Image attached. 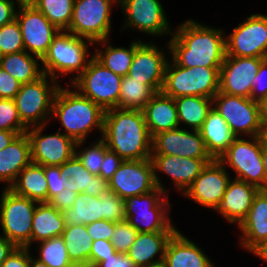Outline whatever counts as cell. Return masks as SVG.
<instances>
[{
	"label": "cell",
	"mask_w": 267,
	"mask_h": 267,
	"mask_svg": "<svg viewBox=\"0 0 267 267\" xmlns=\"http://www.w3.org/2000/svg\"><path fill=\"white\" fill-rule=\"evenodd\" d=\"M224 34L221 28L187 19L168 41L171 59L181 67L220 68L226 56Z\"/></svg>",
	"instance_id": "cell-1"
},
{
	"label": "cell",
	"mask_w": 267,
	"mask_h": 267,
	"mask_svg": "<svg viewBox=\"0 0 267 267\" xmlns=\"http://www.w3.org/2000/svg\"><path fill=\"white\" fill-rule=\"evenodd\" d=\"M100 137L123 160L150 159L152 137L140 110H105Z\"/></svg>",
	"instance_id": "cell-2"
},
{
	"label": "cell",
	"mask_w": 267,
	"mask_h": 267,
	"mask_svg": "<svg viewBox=\"0 0 267 267\" xmlns=\"http://www.w3.org/2000/svg\"><path fill=\"white\" fill-rule=\"evenodd\" d=\"M59 86L52 104L51 117L60 120L64 135L76 143L88 138L89 133L98 129L102 135L105 110L80 94L75 88Z\"/></svg>",
	"instance_id": "cell-3"
},
{
	"label": "cell",
	"mask_w": 267,
	"mask_h": 267,
	"mask_svg": "<svg viewBox=\"0 0 267 267\" xmlns=\"http://www.w3.org/2000/svg\"><path fill=\"white\" fill-rule=\"evenodd\" d=\"M89 45L94 43L68 31H59L41 60L43 73L55 80H58L60 74L63 76L78 73L71 78L72 82L88 65Z\"/></svg>",
	"instance_id": "cell-4"
},
{
	"label": "cell",
	"mask_w": 267,
	"mask_h": 267,
	"mask_svg": "<svg viewBox=\"0 0 267 267\" xmlns=\"http://www.w3.org/2000/svg\"><path fill=\"white\" fill-rule=\"evenodd\" d=\"M220 68L181 67L167 62L161 92L169 97L202 96L213 98L219 92Z\"/></svg>",
	"instance_id": "cell-5"
},
{
	"label": "cell",
	"mask_w": 267,
	"mask_h": 267,
	"mask_svg": "<svg viewBox=\"0 0 267 267\" xmlns=\"http://www.w3.org/2000/svg\"><path fill=\"white\" fill-rule=\"evenodd\" d=\"M124 205L126 221L139 233L178 231L170 218L169 194L158 187L149 193L126 198Z\"/></svg>",
	"instance_id": "cell-6"
},
{
	"label": "cell",
	"mask_w": 267,
	"mask_h": 267,
	"mask_svg": "<svg viewBox=\"0 0 267 267\" xmlns=\"http://www.w3.org/2000/svg\"><path fill=\"white\" fill-rule=\"evenodd\" d=\"M59 83L44 73L35 81L21 84L14 101L21 122L27 128L48 125Z\"/></svg>",
	"instance_id": "cell-7"
},
{
	"label": "cell",
	"mask_w": 267,
	"mask_h": 267,
	"mask_svg": "<svg viewBox=\"0 0 267 267\" xmlns=\"http://www.w3.org/2000/svg\"><path fill=\"white\" fill-rule=\"evenodd\" d=\"M1 235L16 247L31 248L32 220L38 202L4 188L0 197Z\"/></svg>",
	"instance_id": "cell-8"
},
{
	"label": "cell",
	"mask_w": 267,
	"mask_h": 267,
	"mask_svg": "<svg viewBox=\"0 0 267 267\" xmlns=\"http://www.w3.org/2000/svg\"><path fill=\"white\" fill-rule=\"evenodd\" d=\"M85 70L69 84L104 110L118 108L121 76L102 65L93 55Z\"/></svg>",
	"instance_id": "cell-9"
},
{
	"label": "cell",
	"mask_w": 267,
	"mask_h": 267,
	"mask_svg": "<svg viewBox=\"0 0 267 267\" xmlns=\"http://www.w3.org/2000/svg\"><path fill=\"white\" fill-rule=\"evenodd\" d=\"M251 139V140H250ZM246 139L237 137L218 161L230 166L234 179L245 181L258 189H266V178L262 163V136Z\"/></svg>",
	"instance_id": "cell-10"
},
{
	"label": "cell",
	"mask_w": 267,
	"mask_h": 267,
	"mask_svg": "<svg viewBox=\"0 0 267 267\" xmlns=\"http://www.w3.org/2000/svg\"><path fill=\"white\" fill-rule=\"evenodd\" d=\"M213 109L239 137L262 136L261 104L250 98L218 92L213 98ZM242 134V135H241Z\"/></svg>",
	"instance_id": "cell-11"
},
{
	"label": "cell",
	"mask_w": 267,
	"mask_h": 267,
	"mask_svg": "<svg viewBox=\"0 0 267 267\" xmlns=\"http://www.w3.org/2000/svg\"><path fill=\"white\" fill-rule=\"evenodd\" d=\"M115 4L119 0H74L72 20L66 31L93 43L108 39Z\"/></svg>",
	"instance_id": "cell-12"
},
{
	"label": "cell",
	"mask_w": 267,
	"mask_h": 267,
	"mask_svg": "<svg viewBox=\"0 0 267 267\" xmlns=\"http://www.w3.org/2000/svg\"><path fill=\"white\" fill-rule=\"evenodd\" d=\"M225 37L226 56L267 58V15L252 14Z\"/></svg>",
	"instance_id": "cell-13"
},
{
	"label": "cell",
	"mask_w": 267,
	"mask_h": 267,
	"mask_svg": "<svg viewBox=\"0 0 267 267\" xmlns=\"http://www.w3.org/2000/svg\"><path fill=\"white\" fill-rule=\"evenodd\" d=\"M125 24L120 29L139 30L150 36H171L173 31L160 0H119Z\"/></svg>",
	"instance_id": "cell-14"
},
{
	"label": "cell",
	"mask_w": 267,
	"mask_h": 267,
	"mask_svg": "<svg viewBox=\"0 0 267 267\" xmlns=\"http://www.w3.org/2000/svg\"><path fill=\"white\" fill-rule=\"evenodd\" d=\"M17 7L15 19L21 30L25 51L42 60L60 30L33 4L20 3Z\"/></svg>",
	"instance_id": "cell-15"
},
{
	"label": "cell",
	"mask_w": 267,
	"mask_h": 267,
	"mask_svg": "<svg viewBox=\"0 0 267 267\" xmlns=\"http://www.w3.org/2000/svg\"><path fill=\"white\" fill-rule=\"evenodd\" d=\"M46 125L28 128L32 163L40 166H60L75 155L76 142L62 130L43 135Z\"/></svg>",
	"instance_id": "cell-16"
},
{
	"label": "cell",
	"mask_w": 267,
	"mask_h": 267,
	"mask_svg": "<svg viewBox=\"0 0 267 267\" xmlns=\"http://www.w3.org/2000/svg\"><path fill=\"white\" fill-rule=\"evenodd\" d=\"M108 188L124 200L155 190L157 186L151 159L124 160L108 180Z\"/></svg>",
	"instance_id": "cell-17"
},
{
	"label": "cell",
	"mask_w": 267,
	"mask_h": 267,
	"mask_svg": "<svg viewBox=\"0 0 267 267\" xmlns=\"http://www.w3.org/2000/svg\"><path fill=\"white\" fill-rule=\"evenodd\" d=\"M154 180L156 186L168 194L164 184L158 177L157 172L165 173L173 180L176 190L182 194L193 184L194 180L200 175L201 170L214 159H194L172 155H151L150 156Z\"/></svg>",
	"instance_id": "cell-18"
},
{
	"label": "cell",
	"mask_w": 267,
	"mask_h": 267,
	"mask_svg": "<svg viewBox=\"0 0 267 267\" xmlns=\"http://www.w3.org/2000/svg\"><path fill=\"white\" fill-rule=\"evenodd\" d=\"M151 155H172L194 159H213L199 131L181 129L160 132L152 137Z\"/></svg>",
	"instance_id": "cell-19"
},
{
	"label": "cell",
	"mask_w": 267,
	"mask_h": 267,
	"mask_svg": "<svg viewBox=\"0 0 267 267\" xmlns=\"http://www.w3.org/2000/svg\"><path fill=\"white\" fill-rule=\"evenodd\" d=\"M264 59L225 56L220 67L219 92L250 98L252 83Z\"/></svg>",
	"instance_id": "cell-20"
},
{
	"label": "cell",
	"mask_w": 267,
	"mask_h": 267,
	"mask_svg": "<svg viewBox=\"0 0 267 267\" xmlns=\"http://www.w3.org/2000/svg\"><path fill=\"white\" fill-rule=\"evenodd\" d=\"M230 180L226 167L214 159L206 164L183 196L190 198L203 207L215 210L223 199Z\"/></svg>",
	"instance_id": "cell-21"
},
{
	"label": "cell",
	"mask_w": 267,
	"mask_h": 267,
	"mask_svg": "<svg viewBox=\"0 0 267 267\" xmlns=\"http://www.w3.org/2000/svg\"><path fill=\"white\" fill-rule=\"evenodd\" d=\"M164 50L153 44L142 42L136 49L128 76L149 85L156 93L161 92L168 57Z\"/></svg>",
	"instance_id": "cell-22"
},
{
	"label": "cell",
	"mask_w": 267,
	"mask_h": 267,
	"mask_svg": "<svg viewBox=\"0 0 267 267\" xmlns=\"http://www.w3.org/2000/svg\"><path fill=\"white\" fill-rule=\"evenodd\" d=\"M259 189L245 181L231 179L228 182L223 199L215 211L230 224L238 225L247 216L251 208L253 198Z\"/></svg>",
	"instance_id": "cell-23"
},
{
	"label": "cell",
	"mask_w": 267,
	"mask_h": 267,
	"mask_svg": "<svg viewBox=\"0 0 267 267\" xmlns=\"http://www.w3.org/2000/svg\"><path fill=\"white\" fill-rule=\"evenodd\" d=\"M238 226L242 232L240 245L248 252L267 240V189L255 194L247 216Z\"/></svg>",
	"instance_id": "cell-24"
},
{
	"label": "cell",
	"mask_w": 267,
	"mask_h": 267,
	"mask_svg": "<svg viewBox=\"0 0 267 267\" xmlns=\"http://www.w3.org/2000/svg\"><path fill=\"white\" fill-rule=\"evenodd\" d=\"M196 243L178 230L169 240L163 262L166 267H215Z\"/></svg>",
	"instance_id": "cell-25"
},
{
	"label": "cell",
	"mask_w": 267,
	"mask_h": 267,
	"mask_svg": "<svg viewBox=\"0 0 267 267\" xmlns=\"http://www.w3.org/2000/svg\"><path fill=\"white\" fill-rule=\"evenodd\" d=\"M176 232L177 231L140 232L137 234L135 241L126 255L136 267H144L162 262L167 244Z\"/></svg>",
	"instance_id": "cell-26"
},
{
	"label": "cell",
	"mask_w": 267,
	"mask_h": 267,
	"mask_svg": "<svg viewBox=\"0 0 267 267\" xmlns=\"http://www.w3.org/2000/svg\"><path fill=\"white\" fill-rule=\"evenodd\" d=\"M31 163L30 141L27 134L23 133L0 151V183L4 182L5 188H10L18 174Z\"/></svg>",
	"instance_id": "cell-27"
},
{
	"label": "cell",
	"mask_w": 267,
	"mask_h": 267,
	"mask_svg": "<svg viewBox=\"0 0 267 267\" xmlns=\"http://www.w3.org/2000/svg\"><path fill=\"white\" fill-rule=\"evenodd\" d=\"M150 136L179 128L174 98L157 92L142 110Z\"/></svg>",
	"instance_id": "cell-28"
},
{
	"label": "cell",
	"mask_w": 267,
	"mask_h": 267,
	"mask_svg": "<svg viewBox=\"0 0 267 267\" xmlns=\"http://www.w3.org/2000/svg\"><path fill=\"white\" fill-rule=\"evenodd\" d=\"M60 170L61 174L68 179L65 186L67 190L99 197L108 189V181L100 175L90 173L76 155L60 165Z\"/></svg>",
	"instance_id": "cell-29"
},
{
	"label": "cell",
	"mask_w": 267,
	"mask_h": 267,
	"mask_svg": "<svg viewBox=\"0 0 267 267\" xmlns=\"http://www.w3.org/2000/svg\"><path fill=\"white\" fill-rule=\"evenodd\" d=\"M209 155L218 160L237 136L213 108L199 130Z\"/></svg>",
	"instance_id": "cell-30"
},
{
	"label": "cell",
	"mask_w": 267,
	"mask_h": 267,
	"mask_svg": "<svg viewBox=\"0 0 267 267\" xmlns=\"http://www.w3.org/2000/svg\"><path fill=\"white\" fill-rule=\"evenodd\" d=\"M47 188L44 166L31 163L18 174L16 181L9 189L19 196L27 197L38 203H48Z\"/></svg>",
	"instance_id": "cell-31"
},
{
	"label": "cell",
	"mask_w": 267,
	"mask_h": 267,
	"mask_svg": "<svg viewBox=\"0 0 267 267\" xmlns=\"http://www.w3.org/2000/svg\"><path fill=\"white\" fill-rule=\"evenodd\" d=\"M65 226L61 211L50 203H38L32 220L31 244L62 235Z\"/></svg>",
	"instance_id": "cell-32"
},
{
	"label": "cell",
	"mask_w": 267,
	"mask_h": 267,
	"mask_svg": "<svg viewBox=\"0 0 267 267\" xmlns=\"http://www.w3.org/2000/svg\"><path fill=\"white\" fill-rule=\"evenodd\" d=\"M142 40H132L130 45L126 47H114L108 39L95 42L94 44H104V50L95 48L93 56L106 68L114 74L121 77L128 75L135 49L142 43Z\"/></svg>",
	"instance_id": "cell-33"
},
{
	"label": "cell",
	"mask_w": 267,
	"mask_h": 267,
	"mask_svg": "<svg viewBox=\"0 0 267 267\" xmlns=\"http://www.w3.org/2000/svg\"><path fill=\"white\" fill-rule=\"evenodd\" d=\"M41 59L26 51L0 56V67L20 84H26L40 78L44 73L39 62Z\"/></svg>",
	"instance_id": "cell-34"
},
{
	"label": "cell",
	"mask_w": 267,
	"mask_h": 267,
	"mask_svg": "<svg viewBox=\"0 0 267 267\" xmlns=\"http://www.w3.org/2000/svg\"><path fill=\"white\" fill-rule=\"evenodd\" d=\"M178 112L179 127L183 124L191 130L199 131L208 113L213 108L212 98L183 96L174 99Z\"/></svg>",
	"instance_id": "cell-35"
},
{
	"label": "cell",
	"mask_w": 267,
	"mask_h": 267,
	"mask_svg": "<svg viewBox=\"0 0 267 267\" xmlns=\"http://www.w3.org/2000/svg\"><path fill=\"white\" fill-rule=\"evenodd\" d=\"M66 226L88 225L103 220L102 199L79 193L73 202V207L62 211Z\"/></svg>",
	"instance_id": "cell-36"
},
{
	"label": "cell",
	"mask_w": 267,
	"mask_h": 267,
	"mask_svg": "<svg viewBox=\"0 0 267 267\" xmlns=\"http://www.w3.org/2000/svg\"><path fill=\"white\" fill-rule=\"evenodd\" d=\"M61 236L73 264H90L93 239L88 234L86 225L65 226Z\"/></svg>",
	"instance_id": "cell-37"
},
{
	"label": "cell",
	"mask_w": 267,
	"mask_h": 267,
	"mask_svg": "<svg viewBox=\"0 0 267 267\" xmlns=\"http://www.w3.org/2000/svg\"><path fill=\"white\" fill-rule=\"evenodd\" d=\"M156 92L146 84L126 75L122 78L118 108L125 110H140L151 101Z\"/></svg>",
	"instance_id": "cell-38"
},
{
	"label": "cell",
	"mask_w": 267,
	"mask_h": 267,
	"mask_svg": "<svg viewBox=\"0 0 267 267\" xmlns=\"http://www.w3.org/2000/svg\"><path fill=\"white\" fill-rule=\"evenodd\" d=\"M30 3L60 31H66L69 28L74 0H32Z\"/></svg>",
	"instance_id": "cell-39"
},
{
	"label": "cell",
	"mask_w": 267,
	"mask_h": 267,
	"mask_svg": "<svg viewBox=\"0 0 267 267\" xmlns=\"http://www.w3.org/2000/svg\"><path fill=\"white\" fill-rule=\"evenodd\" d=\"M40 261L48 267H72L74 264L68 256V252L62 236H56L48 240L38 242Z\"/></svg>",
	"instance_id": "cell-40"
},
{
	"label": "cell",
	"mask_w": 267,
	"mask_h": 267,
	"mask_svg": "<svg viewBox=\"0 0 267 267\" xmlns=\"http://www.w3.org/2000/svg\"><path fill=\"white\" fill-rule=\"evenodd\" d=\"M83 145L84 141L76 143L75 155L90 173L99 175L105 150L107 149V144L101 138H99L95 141V143L93 142V144H90L91 146L89 145L87 148L83 147Z\"/></svg>",
	"instance_id": "cell-41"
},
{
	"label": "cell",
	"mask_w": 267,
	"mask_h": 267,
	"mask_svg": "<svg viewBox=\"0 0 267 267\" xmlns=\"http://www.w3.org/2000/svg\"><path fill=\"white\" fill-rule=\"evenodd\" d=\"M25 51L18 21L0 27V56Z\"/></svg>",
	"instance_id": "cell-42"
},
{
	"label": "cell",
	"mask_w": 267,
	"mask_h": 267,
	"mask_svg": "<svg viewBox=\"0 0 267 267\" xmlns=\"http://www.w3.org/2000/svg\"><path fill=\"white\" fill-rule=\"evenodd\" d=\"M0 130L26 133L28 128L21 122L14 99L0 98Z\"/></svg>",
	"instance_id": "cell-43"
},
{
	"label": "cell",
	"mask_w": 267,
	"mask_h": 267,
	"mask_svg": "<svg viewBox=\"0 0 267 267\" xmlns=\"http://www.w3.org/2000/svg\"><path fill=\"white\" fill-rule=\"evenodd\" d=\"M99 198L102 199L103 220L115 223L126 220L124 199L109 188L102 192Z\"/></svg>",
	"instance_id": "cell-44"
},
{
	"label": "cell",
	"mask_w": 267,
	"mask_h": 267,
	"mask_svg": "<svg viewBox=\"0 0 267 267\" xmlns=\"http://www.w3.org/2000/svg\"><path fill=\"white\" fill-rule=\"evenodd\" d=\"M138 233L139 232L126 220L116 222L110 242L116 252L126 254Z\"/></svg>",
	"instance_id": "cell-45"
},
{
	"label": "cell",
	"mask_w": 267,
	"mask_h": 267,
	"mask_svg": "<svg viewBox=\"0 0 267 267\" xmlns=\"http://www.w3.org/2000/svg\"><path fill=\"white\" fill-rule=\"evenodd\" d=\"M48 184V203L60 192L65 190L68 179L61 174L60 166H44Z\"/></svg>",
	"instance_id": "cell-46"
},
{
	"label": "cell",
	"mask_w": 267,
	"mask_h": 267,
	"mask_svg": "<svg viewBox=\"0 0 267 267\" xmlns=\"http://www.w3.org/2000/svg\"><path fill=\"white\" fill-rule=\"evenodd\" d=\"M250 99L260 104L267 99V58L261 62L259 71L252 83Z\"/></svg>",
	"instance_id": "cell-47"
},
{
	"label": "cell",
	"mask_w": 267,
	"mask_h": 267,
	"mask_svg": "<svg viewBox=\"0 0 267 267\" xmlns=\"http://www.w3.org/2000/svg\"><path fill=\"white\" fill-rule=\"evenodd\" d=\"M114 226L115 222L99 220L86 225V229L88 231V234L92 237L93 241L99 239L111 240Z\"/></svg>",
	"instance_id": "cell-48"
},
{
	"label": "cell",
	"mask_w": 267,
	"mask_h": 267,
	"mask_svg": "<svg viewBox=\"0 0 267 267\" xmlns=\"http://www.w3.org/2000/svg\"><path fill=\"white\" fill-rule=\"evenodd\" d=\"M115 248L113 247L110 240H96L92 242V248L90 252V264L97 265L104 258H108L115 253Z\"/></svg>",
	"instance_id": "cell-49"
},
{
	"label": "cell",
	"mask_w": 267,
	"mask_h": 267,
	"mask_svg": "<svg viewBox=\"0 0 267 267\" xmlns=\"http://www.w3.org/2000/svg\"><path fill=\"white\" fill-rule=\"evenodd\" d=\"M124 160L110 149L105 150L99 175L107 181L111 179Z\"/></svg>",
	"instance_id": "cell-50"
},
{
	"label": "cell",
	"mask_w": 267,
	"mask_h": 267,
	"mask_svg": "<svg viewBox=\"0 0 267 267\" xmlns=\"http://www.w3.org/2000/svg\"><path fill=\"white\" fill-rule=\"evenodd\" d=\"M20 87L21 84L0 67V98L14 99Z\"/></svg>",
	"instance_id": "cell-51"
},
{
	"label": "cell",
	"mask_w": 267,
	"mask_h": 267,
	"mask_svg": "<svg viewBox=\"0 0 267 267\" xmlns=\"http://www.w3.org/2000/svg\"><path fill=\"white\" fill-rule=\"evenodd\" d=\"M30 250L28 247H16L1 267H29Z\"/></svg>",
	"instance_id": "cell-52"
},
{
	"label": "cell",
	"mask_w": 267,
	"mask_h": 267,
	"mask_svg": "<svg viewBox=\"0 0 267 267\" xmlns=\"http://www.w3.org/2000/svg\"><path fill=\"white\" fill-rule=\"evenodd\" d=\"M78 193L65 189L57 194L49 203L59 211H64L73 207V202Z\"/></svg>",
	"instance_id": "cell-53"
},
{
	"label": "cell",
	"mask_w": 267,
	"mask_h": 267,
	"mask_svg": "<svg viewBox=\"0 0 267 267\" xmlns=\"http://www.w3.org/2000/svg\"><path fill=\"white\" fill-rule=\"evenodd\" d=\"M15 4L18 6L20 2L18 0H0V27L16 18Z\"/></svg>",
	"instance_id": "cell-54"
},
{
	"label": "cell",
	"mask_w": 267,
	"mask_h": 267,
	"mask_svg": "<svg viewBox=\"0 0 267 267\" xmlns=\"http://www.w3.org/2000/svg\"><path fill=\"white\" fill-rule=\"evenodd\" d=\"M96 267H136L126 254L115 252L112 256L104 258Z\"/></svg>",
	"instance_id": "cell-55"
},
{
	"label": "cell",
	"mask_w": 267,
	"mask_h": 267,
	"mask_svg": "<svg viewBox=\"0 0 267 267\" xmlns=\"http://www.w3.org/2000/svg\"><path fill=\"white\" fill-rule=\"evenodd\" d=\"M15 248L10 240L0 235V267Z\"/></svg>",
	"instance_id": "cell-56"
},
{
	"label": "cell",
	"mask_w": 267,
	"mask_h": 267,
	"mask_svg": "<svg viewBox=\"0 0 267 267\" xmlns=\"http://www.w3.org/2000/svg\"><path fill=\"white\" fill-rule=\"evenodd\" d=\"M20 134L8 130H0V151L6 148Z\"/></svg>",
	"instance_id": "cell-57"
},
{
	"label": "cell",
	"mask_w": 267,
	"mask_h": 267,
	"mask_svg": "<svg viewBox=\"0 0 267 267\" xmlns=\"http://www.w3.org/2000/svg\"><path fill=\"white\" fill-rule=\"evenodd\" d=\"M254 255L267 262V240L261 242L252 251Z\"/></svg>",
	"instance_id": "cell-58"
},
{
	"label": "cell",
	"mask_w": 267,
	"mask_h": 267,
	"mask_svg": "<svg viewBox=\"0 0 267 267\" xmlns=\"http://www.w3.org/2000/svg\"><path fill=\"white\" fill-rule=\"evenodd\" d=\"M262 163H263V168L265 172V178H266V189H267V143L263 140L262 138Z\"/></svg>",
	"instance_id": "cell-59"
},
{
	"label": "cell",
	"mask_w": 267,
	"mask_h": 267,
	"mask_svg": "<svg viewBox=\"0 0 267 267\" xmlns=\"http://www.w3.org/2000/svg\"><path fill=\"white\" fill-rule=\"evenodd\" d=\"M262 125H267V99L261 104Z\"/></svg>",
	"instance_id": "cell-60"
},
{
	"label": "cell",
	"mask_w": 267,
	"mask_h": 267,
	"mask_svg": "<svg viewBox=\"0 0 267 267\" xmlns=\"http://www.w3.org/2000/svg\"><path fill=\"white\" fill-rule=\"evenodd\" d=\"M29 267H48L45 263L40 261L39 259H34L30 254V264Z\"/></svg>",
	"instance_id": "cell-61"
},
{
	"label": "cell",
	"mask_w": 267,
	"mask_h": 267,
	"mask_svg": "<svg viewBox=\"0 0 267 267\" xmlns=\"http://www.w3.org/2000/svg\"><path fill=\"white\" fill-rule=\"evenodd\" d=\"M262 138L267 143V125H263Z\"/></svg>",
	"instance_id": "cell-62"
},
{
	"label": "cell",
	"mask_w": 267,
	"mask_h": 267,
	"mask_svg": "<svg viewBox=\"0 0 267 267\" xmlns=\"http://www.w3.org/2000/svg\"><path fill=\"white\" fill-rule=\"evenodd\" d=\"M144 267H166V265H165V263L162 261V262L155 263V264L148 265V266H144Z\"/></svg>",
	"instance_id": "cell-63"
},
{
	"label": "cell",
	"mask_w": 267,
	"mask_h": 267,
	"mask_svg": "<svg viewBox=\"0 0 267 267\" xmlns=\"http://www.w3.org/2000/svg\"><path fill=\"white\" fill-rule=\"evenodd\" d=\"M72 267H96V265L93 264H74Z\"/></svg>",
	"instance_id": "cell-64"
},
{
	"label": "cell",
	"mask_w": 267,
	"mask_h": 267,
	"mask_svg": "<svg viewBox=\"0 0 267 267\" xmlns=\"http://www.w3.org/2000/svg\"><path fill=\"white\" fill-rule=\"evenodd\" d=\"M20 3H30L32 0H18Z\"/></svg>",
	"instance_id": "cell-65"
}]
</instances>
